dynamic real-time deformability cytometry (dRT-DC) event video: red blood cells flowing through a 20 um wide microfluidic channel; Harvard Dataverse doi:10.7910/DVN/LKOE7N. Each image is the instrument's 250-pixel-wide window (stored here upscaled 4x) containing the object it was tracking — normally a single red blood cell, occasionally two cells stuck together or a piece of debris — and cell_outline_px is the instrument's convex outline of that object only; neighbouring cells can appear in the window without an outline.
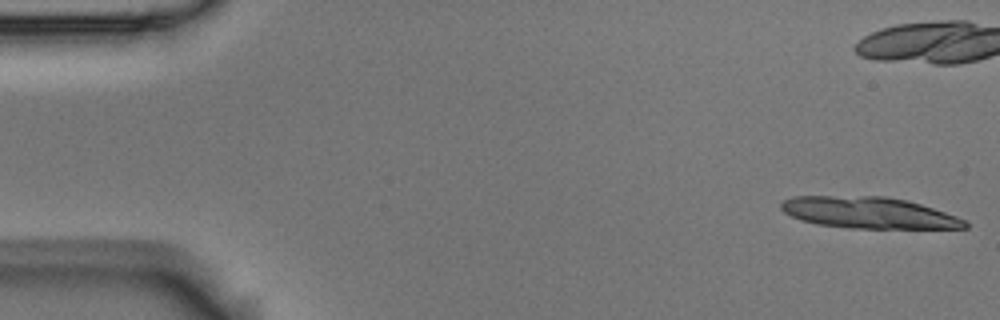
{"species": "Egyptian fruit bat (a non-hibernating species)", "species_latin": "Rousettus aegyptiacus", "temperature_condition": "room temperature", "stored_images_in_passage": 6, "camera_frame_rate_fps": 3000, "um_per_image_px": 0.085, "animal": {"sex": "male"}, "frame": {"image": 1, "passage_image": 1, "time_ms": 0.0, "image_size_px": [1000, 320], "cell_outline_px": [[968, 228], [848, 228], [816, 224], [800, 220], [784, 212], [780, 208], [780, 204], [784, 200], [792, 196], [884, 196], [908, 200], [968, 220]], "centroid_in_image_um": [73.83, 18.08], "position_along_channel_um": 11.2, "area_um2": 33.7}}
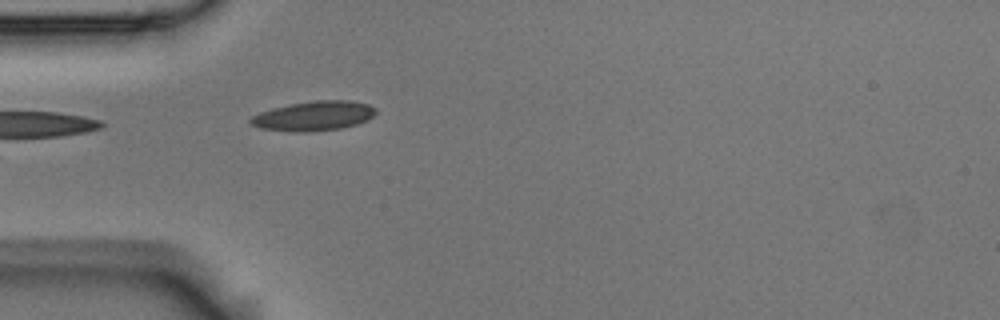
{"frame": {"image": 2, "passage_image": 6, "time_ms": 1.667, "image_size_px": [1000, 320], "cell_outline_px": [[376, 112], [368, 120], [356, 124], [340, 128], [304, 132], [296, 132], [260, 128], [252, 124], [248, 120], [252, 116], [260, 112], [272, 108], [288, 104], [316, 100], [352, 100], [368, 104], [376, 108]], "centroid_in_image_um": [26.67, 9.84], "position_along_channel_um": 58.3, "area_um2": 21.56}}